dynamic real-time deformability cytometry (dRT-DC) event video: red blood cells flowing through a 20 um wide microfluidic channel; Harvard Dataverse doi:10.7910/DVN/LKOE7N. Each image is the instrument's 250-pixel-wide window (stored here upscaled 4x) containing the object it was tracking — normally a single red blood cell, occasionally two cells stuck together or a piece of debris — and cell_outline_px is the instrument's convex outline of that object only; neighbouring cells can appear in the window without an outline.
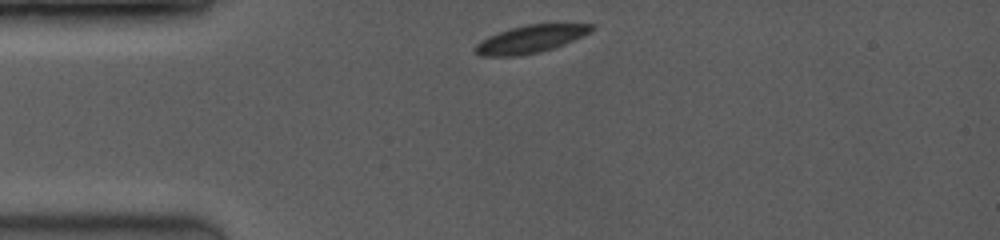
{"species": "common noctule bat (a hibernating species)", "species_latin": "Nyctalus noctula", "temperature_condition": "room temperature", "stored_images_in_passage": 38, "camera_frame_rate_fps": 3500, "um_per_image_px": 0.085, "animal": {"sex": "female", "body_mass_g": 19.0, "forearm_length_mm": 53.3}, "frame": {"image": 1, "passage_image": 1, "time_ms": 0.0, "image_size_px": [1000, 240], "cell_outline_px": [[592, 28], [588, 32], [572, 40], [552, 48], [540, 52], [516, 56], [480, 56], [476, 52], [476, 44], [480, 40], [488, 36], [508, 28], [528, 24], [592, 24]], "centroid_in_image_um": [45.0, 3.32], "position_along_channel_um": 40.0, "area_um2": 18.32}}
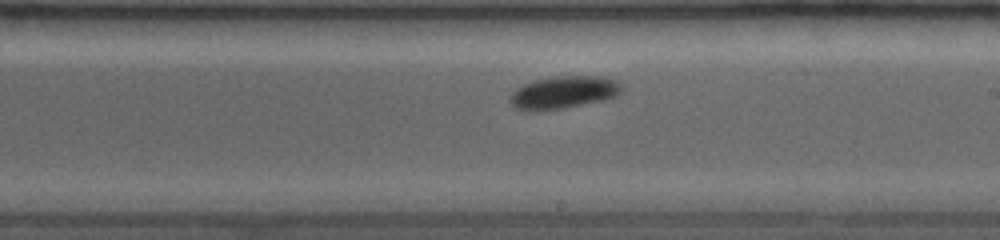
{"frame": {"image": 2, "passage_image": 21, "time_ms": 5.714, "image_size_px": [1000, 240], "cell_outline_px": [[624, 88], [616, 96], [604, 100], [564, 108], [536, 112], [524, 112], [516, 108], [508, 100], [508, 96], [516, 88], [532, 80], [556, 76], [600, 76], [616, 80]], "centroid_in_image_um": [47.85, 7.87], "position_along_channel_um": 241.2, "area_um2": 21.62}}
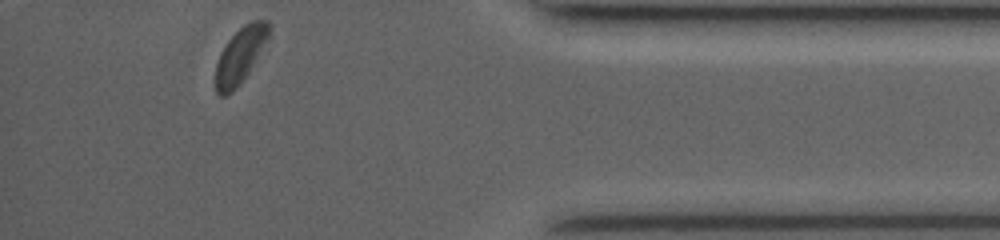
{"frame": {"image": 3, "passage_image": 38, "time_ms": 10.571, "image_size_px": [1000, 240], "cell_outline_px": [[272, 36], [240, 84], [232, 92], [224, 96], [220, 96], [216, 92], [216, 64], [228, 40], [244, 24], [252, 20], [268, 20], [272, 24]], "centroid_in_image_um": [20.51, 4.65], "position_along_channel_um": 414.7, "area_um2": 17.46}, "authors_computed_cell_mechanics": {"area_um2": 20.3745, "velocity_mm_per_s": 4.022, "shape_relaxation_time_tau1_ms": 1.7438, "shape_relaxation_time_tau2_ms": null, "deformation_change_tau1": 0.067, "deformation_change_tau2": null}}